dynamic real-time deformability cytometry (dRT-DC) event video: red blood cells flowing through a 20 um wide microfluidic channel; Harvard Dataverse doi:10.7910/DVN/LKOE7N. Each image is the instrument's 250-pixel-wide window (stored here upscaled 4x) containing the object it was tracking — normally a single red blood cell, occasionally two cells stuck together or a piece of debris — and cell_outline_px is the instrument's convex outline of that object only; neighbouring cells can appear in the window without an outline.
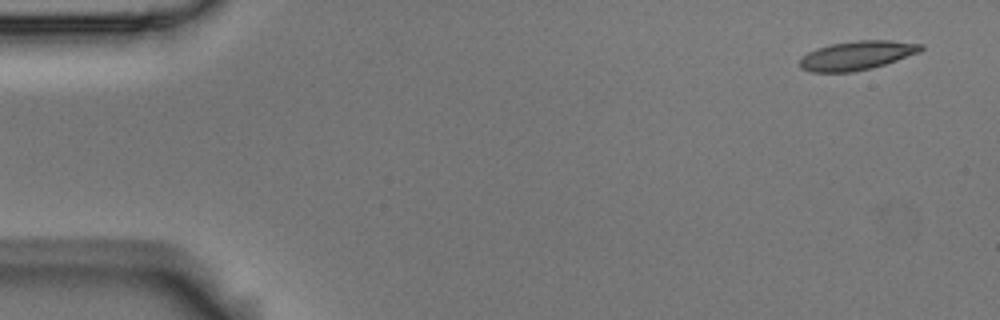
{"species": "Egyptian fruit bat (a non-hibernating species)", "species_latin": "Rousettus aegyptiacus", "temperature_condition": "room temperature", "stored_images_in_passage": 5, "segment_of_instrument_passage": [2, 2], "camera_frame_rate_fps": 3000, "um_per_image_px": 0.085, "animal": {"sex": "male"}, "frame": {"image": 1, "passage_image": 5, "time_ms": 1.333, "image_size_px": [1000, 320], "cell_outline_px": [[924, 48], [920, 52], [872, 68], [852, 72], [812, 72], [800, 68], [800, 60], [808, 52], [816, 48], [832, 44], [856, 40], [892, 40], [924, 44]], "centroid_in_image_um": [72.86, 4.7], "position_along_channel_um": 12.1, "area_um2": 20.4}}